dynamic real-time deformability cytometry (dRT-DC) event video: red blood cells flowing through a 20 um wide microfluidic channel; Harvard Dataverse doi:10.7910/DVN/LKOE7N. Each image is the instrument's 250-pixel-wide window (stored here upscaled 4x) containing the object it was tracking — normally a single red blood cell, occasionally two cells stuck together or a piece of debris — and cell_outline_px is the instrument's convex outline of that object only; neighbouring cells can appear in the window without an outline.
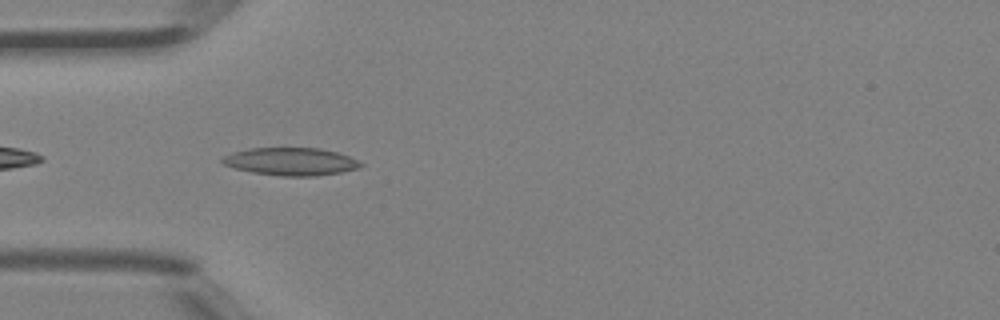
{"species": "Egyptian fruit bat (a non-hibernating species)", "species_latin": "Rousettus aegyptiacus", "temperature_condition": "room temperature", "stored_images_in_passage": 7, "camera_frame_rate_fps": 3000, "um_per_image_px": 0.085, "animal": {"sex": "female"}, "frame": {"image": 1, "passage_image": 6, "time_ms": 1.667, "image_size_px": [1000, 320], "cell_outline_px": [[364, 164], [360, 168], [340, 172], [316, 176], [280, 176], [252, 172], [236, 168], [224, 164], [220, 160], [224, 156], [232, 152], [248, 148], [320, 148], [336, 152], [360, 160]], "centroid_in_image_um": [24.75, 13.73], "position_along_channel_um": 60.3, "area_um2": 22.37}}
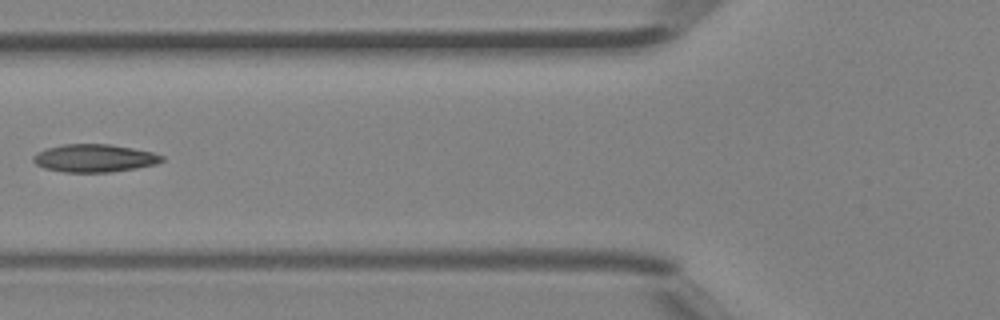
{"frame": {"image": 2, "passage_image": 7, "time_ms": 2.0, "image_size_px": [1000, 320], "cell_outline_px": [[164, 160], [156, 164], [136, 168], [108, 172], [64, 172], [44, 168], [36, 164], [32, 160], [32, 156], [36, 152], [48, 148], [64, 144], [108, 144], [132, 148], [152, 152], [164, 156]], "centroid_in_image_um": [8.0, 13.44], "position_along_channel_um": 117.8, "area_um2": 20.81}}